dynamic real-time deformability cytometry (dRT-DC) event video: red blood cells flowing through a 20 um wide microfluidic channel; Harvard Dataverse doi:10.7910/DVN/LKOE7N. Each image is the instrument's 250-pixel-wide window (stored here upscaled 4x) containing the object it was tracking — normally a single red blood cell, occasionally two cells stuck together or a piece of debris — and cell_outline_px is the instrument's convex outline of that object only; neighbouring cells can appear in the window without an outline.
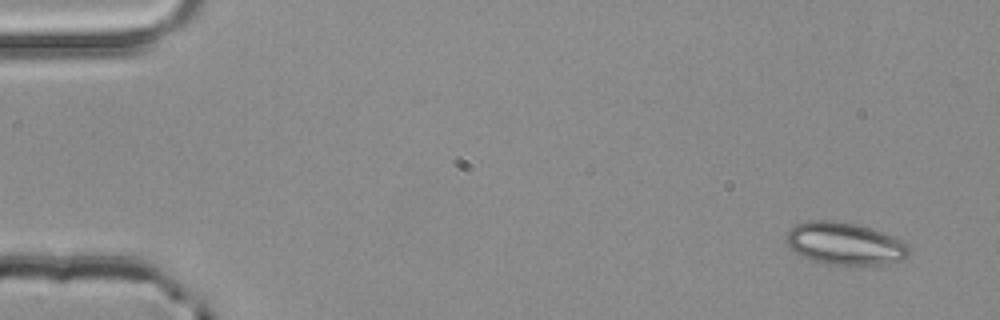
{"species": "common noctule bat (a hibernating species)", "species_latin": "Nyctalus noctula", "temperature_condition": "room temperature", "stored_images_in_passage": 4, "camera_frame_rate_fps": 3000, "um_per_image_px": 0.085, "animal": {"sex": "male", "body_mass_g": 20.4}, "frame": {"image": 1, "passage_image": 1, "time_ms": 0.0, "image_size_px": [1000, 320], "cell_outline_px": [[912, 248], [908, 256], [900, 260], [884, 264], [824, 264], [800, 256], [784, 240], [788, 232], [796, 224], [808, 220], [836, 220], [856, 224], [904, 240]], "centroid_in_image_um": [71.82, 20.7], "position_along_channel_um": 13.2, "area_um2": 30.29}}